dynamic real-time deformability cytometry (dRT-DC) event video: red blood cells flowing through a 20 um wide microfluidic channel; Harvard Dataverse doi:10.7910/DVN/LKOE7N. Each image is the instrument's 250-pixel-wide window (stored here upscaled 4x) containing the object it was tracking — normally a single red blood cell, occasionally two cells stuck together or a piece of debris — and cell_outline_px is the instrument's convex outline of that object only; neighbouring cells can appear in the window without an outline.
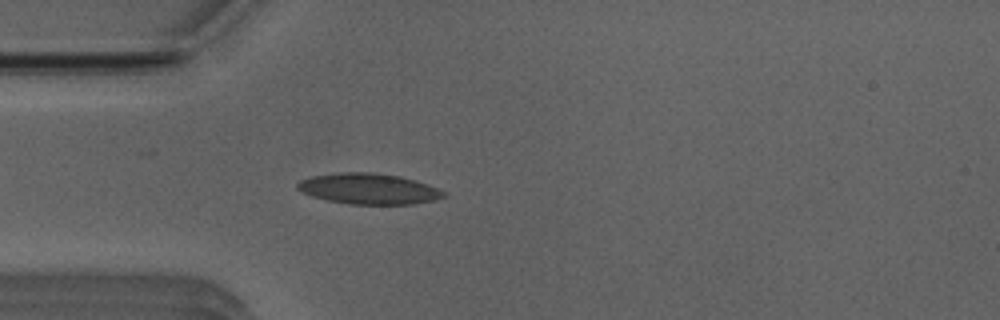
{"species": "Egyptian fruit bat (a non-hibernating species)", "species_latin": "Rousettus aegyptiacus", "temperature_condition": "room temperature", "stored_images_in_passage": 41, "camera_frame_rate_fps": 3000, "um_per_image_px": 0.085, "animal": {"sex": "male"}, "frame": {"image": 1, "passage_image": 4, "time_ms": 1.0, "image_size_px": [1000, 320], "cell_outline_px": [[448, 196], [436, 200], [412, 204], [348, 204], [328, 200], [312, 196], [296, 188], [296, 184], [300, 180], [312, 176], [340, 172], [372, 172], [400, 176], [428, 184], [444, 192]], "centroid_in_image_um": [31.35, 16.04], "position_along_channel_um": 53.6, "area_um2": 26.18}}
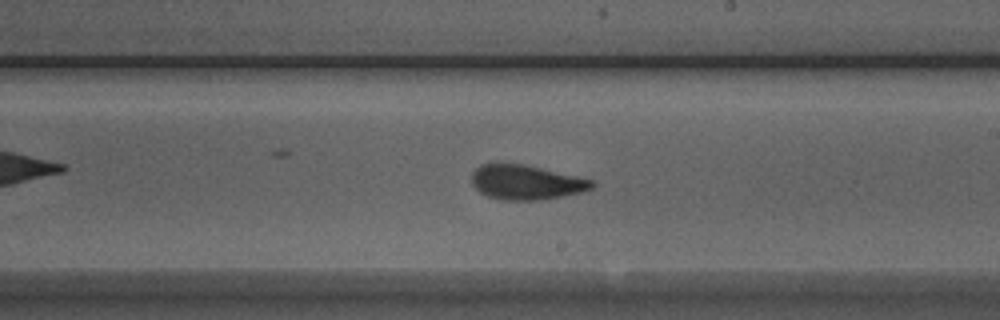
{"frame": {"image": 2, "passage_image": 19, "time_ms": 6.0, "image_size_px": [1000, 320], "cell_outline_px": [[596, 184], [592, 188], [580, 192], [560, 196], [536, 200], [500, 200], [488, 196], [480, 192], [472, 184], [472, 172], [480, 164], [496, 160], [524, 164], [576, 176], [592, 180]], "centroid_in_image_um": [44.63, 15.45], "position_along_channel_um": 244.4, "area_um2": 24.57}}
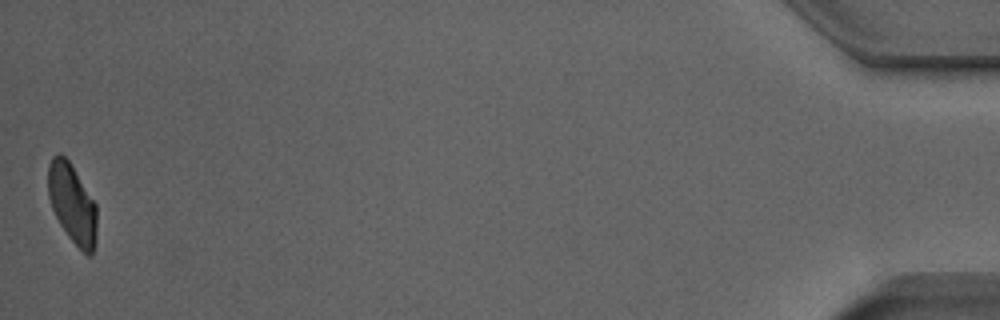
{"frame": {"image": 3, "passage_image": 41, "time_ms": 13.333, "image_size_px": [1000, 320], "cell_outline_px": [[96, 240], [92, 256], [88, 256], [68, 236], [60, 224], [52, 208], [48, 196], [48, 164], [52, 156], [60, 152], [68, 160], [96, 204]], "centroid_in_image_um": [6.13, 17.3], "position_along_channel_um": 429.1, "area_um2": 22.37}, "authors_computed_cell_mechanics": {"area_um2": 24.5072, "velocity_mm_per_s": 3.9256, "shape_relaxation_time_tau1_ms": 6.4711, "shape_relaxation_time_tau2_ms": 1.4893, "deformation_change_tau1": 0.1641, "deformation_change_tau2": 0.0837}}